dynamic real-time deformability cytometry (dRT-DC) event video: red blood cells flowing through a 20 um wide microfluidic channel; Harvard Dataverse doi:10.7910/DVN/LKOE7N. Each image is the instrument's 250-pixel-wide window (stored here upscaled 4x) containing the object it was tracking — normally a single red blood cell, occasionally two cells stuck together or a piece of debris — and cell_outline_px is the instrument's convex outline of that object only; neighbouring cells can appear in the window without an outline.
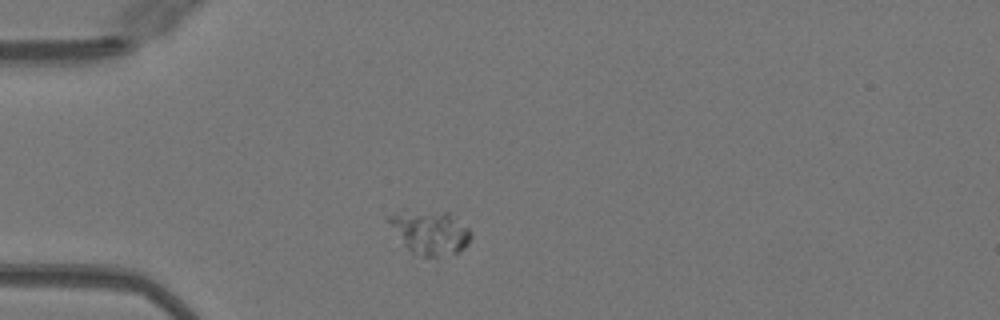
{"species": "Egyptian fruit bat (a non-hibernating species)", "species_latin": "Rousettus aegyptiacus", "temperature_condition": "warm", "stored_images_in_passage": 39, "camera_frame_rate_fps": 3000, "um_per_image_px": 0.085, "animal": {"sex": "female"}, "frame": {"image": 1, "passage_image": 1, "time_ms": 0.0, "image_size_px": [1000, 320], "cell_outline_px": [[472, 236], [468, 244], [460, 252], [436, 260], [420, 256], [412, 252], [404, 244], [384, 216], [400, 208], [448, 212], [456, 216], [472, 232]], "centroid_in_image_um": [36.55, 19.73], "position_along_channel_um": 48.4, "area_um2": 22.14}}
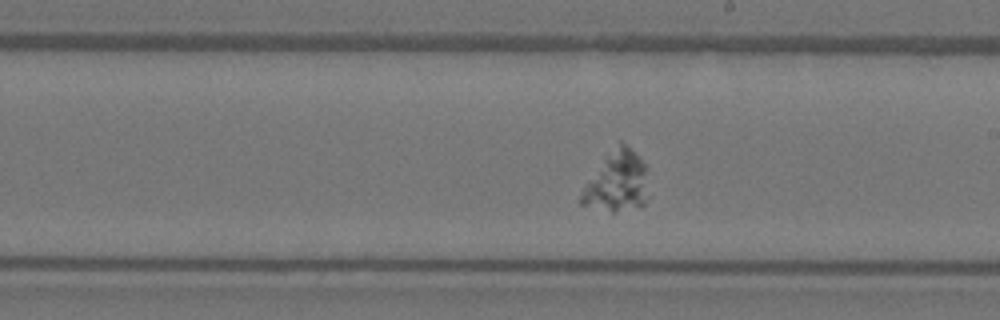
{"frame": {"image": 2, "passage_image": 17, "time_ms": 5.333, "image_size_px": [1000, 320], "cell_outline_px": [[644, 204], [640, 208], [616, 212], [612, 212], [580, 204], [580, 196], [584, 188], [620, 140], [644, 164]], "centroid_in_image_um": [52.42, 15.54], "position_along_channel_um": 236.6, "area_um2": 22.02}}
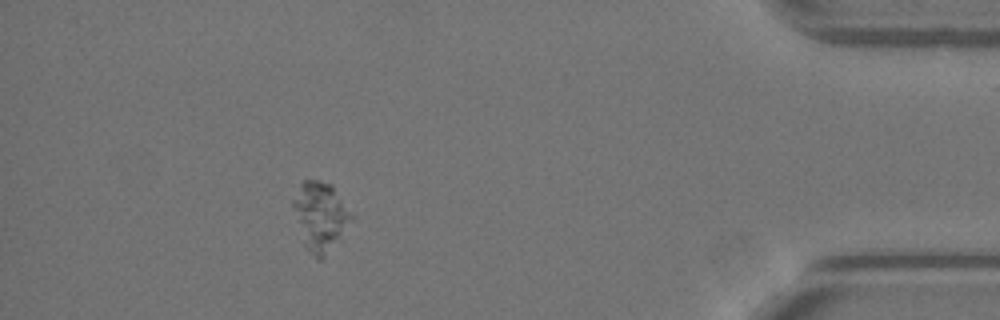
{"frame": {"image": 3, "passage_image": 34, "time_ms": 11.0, "image_size_px": [1000, 320], "cell_outline_px": [[352, 220], [320, 260], [316, 260], [308, 252], [304, 244], [292, 208], [292, 200], [300, 184], [304, 180], [320, 180], [332, 184], [352, 216]], "centroid_in_image_um": [27.17, 18.35], "position_along_channel_um": 408.0, "area_um2": 22.72}}